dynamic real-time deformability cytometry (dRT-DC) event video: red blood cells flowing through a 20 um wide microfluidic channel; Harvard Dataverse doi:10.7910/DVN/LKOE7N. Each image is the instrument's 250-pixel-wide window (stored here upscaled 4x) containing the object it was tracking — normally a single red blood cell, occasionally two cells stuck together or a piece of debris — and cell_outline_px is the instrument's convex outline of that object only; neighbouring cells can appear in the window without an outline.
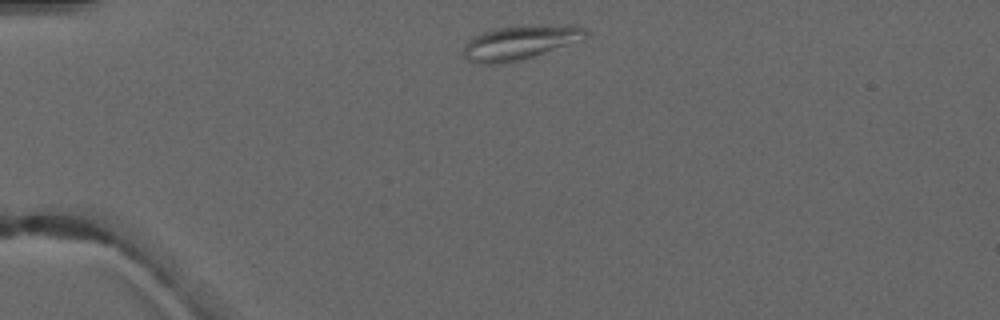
{"species": "common noctule bat (a hibernating species)", "species_latin": "Nyctalus noctula", "temperature_condition": "warm", "stored_images_in_passage": 2, "camera_frame_rate_fps": 3000, "um_per_image_px": 0.085, "animal": {"sex": "male", "forearm_length_mm": 52.5}, "frame": {"image": 1, "passage_image": 1, "time_ms": 0.0, "image_size_px": [1000, 320], "cell_outline_px": [[588, 36], [584, 40], [520, 60], [500, 64], [480, 64], [468, 60], [464, 56], [464, 44], [472, 36], [496, 28], [568, 24], [572, 24], [584, 28]], "centroid_in_image_um": [44.21, 3.62], "position_along_channel_um": 40.8, "area_um2": 24.22}}